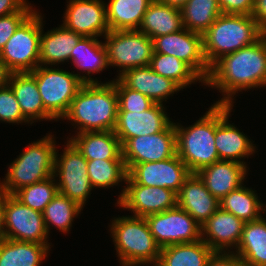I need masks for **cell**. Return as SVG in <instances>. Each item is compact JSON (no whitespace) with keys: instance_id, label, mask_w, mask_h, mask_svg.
Segmentation results:
<instances>
[{"instance_id":"cell-1","label":"cell","mask_w":266,"mask_h":266,"mask_svg":"<svg viewBox=\"0 0 266 266\" xmlns=\"http://www.w3.org/2000/svg\"><path fill=\"white\" fill-rule=\"evenodd\" d=\"M206 86L223 98L216 104L233 105L236 92L266 86V34L255 43L222 56L211 67Z\"/></svg>"},{"instance_id":"cell-2","label":"cell","mask_w":266,"mask_h":266,"mask_svg":"<svg viewBox=\"0 0 266 266\" xmlns=\"http://www.w3.org/2000/svg\"><path fill=\"white\" fill-rule=\"evenodd\" d=\"M118 115V94L112 81L83 84L62 119L78 132L114 131Z\"/></svg>"},{"instance_id":"cell-3","label":"cell","mask_w":266,"mask_h":266,"mask_svg":"<svg viewBox=\"0 0 266 266\" xmlns=\"http://www.w3.org/2000/svg\"><path fill=\"white\" fill-rule=\"evenodd\" d=\"M265 33L249 15L223 14L202 34L203 53L209 67L222 56L258 41Z\"/></svg>"},{"instance_id":"cell-4","label":"cell","mask_w":266,"mask_h":266,"mask_svg":"<svg viewBox=\"0 0 266 266\" xmlns=\"http://www.w3.org/2000/svg\"><path fill=\"white\" fill-rule=\"evenodd\" d=\"M110 225L121 266H156L161 248L155 242L145 218L122 216L113 218Z\"/></svg>"},{"instance_id":"cell-5","label":"cell","mask_w":266,"mask_h":266,"mask_svg":"<svg viewBox=\"0 0 266 266\" xmlns=\"http://www.w3.org/2000/svg\"><path fill=\"white\" fill-rule=\"evenodd\" d=\"M50 133L26 146L23 153L8 168L0 188L13 195L22 187L43 181L54 175L56 144Z\"/></svg>"},{"instance_id":"cell-6","label":"cell","mask_w":266,"mask_h":266,"mask_svg":"<svg viewBox=\"0 0 266 266\" xmlns=\"http://www.w3.org/2000/svg\"><path fill=\"white\" fill-rule=\"evenodd\" d=\"M177 155L191 173L219 160L215 147V103L193 125L174 123Z\"/></svg>"},{"instance_id":"cell-7","label":"cell","mask_w":266,"mask_h":266,"mask_svg":"<svg viewBox=\"0 0 266 266\" xmlns=\"http://www.w3.org/2000/svg\"><path fill=\"white\" fill-rule=\"evenodd\" d=\"M39 65L30 73L35 77L39 94L44 108L56 119H62L67 113L72 100L83 84L86 76L65 71L63 69L48 68Z\"/></svg>"},{"instance_id":"cell-8","label":"cell","mask_w":266,"mask_h":266,"mask_svg":"<svg viewBox=\"0 0 266 266\" xmlns=\"http://www.w3.org/2000/svg\"><path fill=\"white\" fill-rule=\"evenodd\" d=\"M39 13L34 10L0 51V58L12 73L31 72L40 65L43 16Z\"/></svg>"},{"instance_id":"cell-9","label":"cell","mask_w":266,"mask_h":266,"mask_svg":"<svg viewBox=\"0 0 266 266\" xmlns=\"http://www.w3.org/2000/svg\"><path fill=\"white\" fill-rule=\"evenodd\" d=\"M109 66L121 68L118 75L150 64L153 40L139 30L109 31L104 37Z\"/></svg>"},{"instance_id":"cell-10","label":"cell","mask_w":266,"mask_h":266,"mask_svg":"<svg viewBox=\"0 0 266 266\" xmlns=\"http://www.w3.org/2000/svg\"><path fill=\"white\" fill-rule=\"evenodd\" d=\"M58 151L56 148L54 164V177H59L58 191L84 208L93 190L87 173V159L69 140L61 156Z\"/></svg>"},{"instance_id":"cell-11","label":"cell","mask_w":266,"mask_h":266,"mask_svg":"<svg viewBox=\"0 0 266 266\" xmlns=\"http://www.w3.org/2000/svg\"><path fill=\"white\" fill-rule=\"evenodd\" d=\"M151 234L160 248L201 239V226L179 206L145 217Z\"/></svg>"},{"instance_id":"cell-12","label":"cell","mask_w":266,"mask_h":266,"mask_svg":"<svg viewBox=\"0 0 266 266\" xmlns=\"http://www.w3.org/2000/svg\"><path fill=\"white\" fill-rule=\"evenodd\" d=\"M126 168L128 172L125 183L158 186L171 189L175 193L180 191L184 181L191 175L177 154L163 161L126 165Z\"/></svg>"},{"instance_id":"cell-13","label":"cell","mask_w":266,"mask_h":266,"mask_svg":"<svg viewBox=\"0 0 266 266\" xmlns=\"http://www.w3.org/2000/svg\"><path fill=\"white\" fill-rule=\"evenodd\" d=\"M4 223L6 239L50 245L42 213L22 204L13 195L6 199Z\"/></svg>"},{"instance_id":"cell-14","label":"cell","mask_w":266,"mask_h":266,"mask_svg":"<svg viewBox=\"0 0 266 266\" xmlns=\"http://www.w3.org/2000/svg\"><path fill=\"white\" fill-rule=\"evenodd\" d=\"M154 52L175 56L188 64L204 81L207 80L210 67L204 53L202 35L186 28L174 33L155 37Z\"/></svg>"},{"instance_id":"cell-15","label":"cell","mask_w":266,"mask_h":266,"mask_svg":"<svg viewBox=\"0 0 266 266\" xmlns=\"http://www.w3.org/2000/svg\"><path fill=\"white\" fill-rule=\"evenodd\" d=\"M176 154V130L174 122L164 131L130 138L122 146V157L125 165L163 161Z\"/></svg>"},{"instance_id":"cell-16","label":"cell","mask_w":266,"mask_h":266,"mask_svg":"<svg viewBox=\"0 0 266 266\" xmlns=\"http://www.w3.org/2000/svg\"><path fill=\"white\" fill-rule=\"evenodd\" d=\"M118 197V206L130 210L133 216L143 218L177 206V193L158 186L127 183Z\"/></svg>"},{"instance_id":"cell-17","label":"cell","mask_w":266,"mask_h":266,"mask_svg":"<svg viewBox=\"0 0 266 266\" xmlns=\"http://www.w3.org/2000/svg\"><path fill=\"white\" fill-rule=\"evenodd\" d=\"M233 106L215 103V147L219 160H231L246 165V162L241 161L242 158H248L255 153L256 146L235 125L229 123Z\"/></svg>"},{"instance_id":"cell-18","label":"cell","mask_w":266,"mask_h":266,"mask_svg":"<svg viewBox=\"0 0 266 266\" xmlns=\"http://www.w3.org/2000/svg\"><path fill=\"white\" fill-rule=\"evenodd\" d=\"M63 26L82 37H101L109 31L103 0H69Z\"/></svg>"},{"instance_id":"cell-19","label":"cell","mask_w":266,"mask_h":266,"mask_svg":"<svg viewBox=\"0 0 266 266\" xmlns=\"http://www.w3.org/2000/svg\"><path fill=\"white\" fill-rule=\"evenodd\" d=\"M163 104L155 103L145 111H118L114 133L123 146L130 138L164 131L171 123Z\"/></svg>"},{"instance_id":"cell-20","label":"cell","mask_w":266,"mask_h":266,"mask_svg":"<svg viewBox=\"0 0 266 266\" xmlns=\"http://www.w3.org/2000/svg\"><path fill=\"white\" fill-rule=\"evenodd\" d=\"M244 225V221L219 207L201 226V239L214 252H230L237 248Z\"/></svg>"},{"instance_id":"cell-21","label":"cell","mask_w":266,"mask_h":266,"mask_svg":"<svg viewBox=\"0 0 266 266\" xmlns=\"http://www.w3.org/2000/svg\"><path fill=\"white\" fill-rule=\"evenodd\" d=\"M177 206L202 226L218 210L220 203L205 187L200 177L191 173L177 193Z\"/></svg>"},{"instance_id":"cell-22","label":"cell","mask_w":266,"mask_h":266,"mask_svg":"<svg viewBox=\"0 0 266 266\" xmlns=\"http://www.w3.org/2000/svg\"><path fill=\"white\" fill-rule=\"evenodd\" d=\"M247 165L231 160H218L200 169L196 174L210 193L221 200L231 191L240 188L247 175Z\"/></svg>"},{"instance_id":"cell-23","label":"cell","mask_w":266,"mask_h":266,"mask_svg":"<svg viewBox=\"0 0 266 266\" xmlns=\"http://www.w3.org/2000/svg\"><path fill=\"white\" fill-rule=\"evenodd\" d=\"M117 78L128 88L146 95L155 103L163 101L181 88L171 79L154 72L150 66L135 67L125 71Z\"/></svg>"},{"instance_id":"cell-24","label":"cell","mask_w":266,"mask_h":266,"mask_svg":"<svg viewBox=\"0 0 266 266\" xmlns=\"http://www.w3.org/2000/svg\"><path fill=\"white\" fill-rule=\"evenodd\" d=\"M20 105L23 116L30 122L56 120L45 108L35 77L30 72L12 73L8 84Z\"/></svg>"},{"instance_id":"cell-25","label":"cell","mask_w":266,"mask_h":266,"mask_svg":"<svg viewBox=\"0 0 266 266\" xmlns=\"http://www.w3.org/2000/svg\"><path fill=\"white\" fill-rule=\"evenodd\" d=\"M69 141L87 160H124L122 145L114 131L81 132Z\"/></svg>"},{"instance_id":"cell-26","label":"cell","mask_w":266,"mask_h":266,"mask_svg":"<svg viewBox=\"0 0 266 266\" xmlns=\"http://www.w3.org/2000/svg\"><path fill=\"white\" fill-rule=\"evenodd\" d=\"M40 36V65L60 64L69 62L71 51L82 38L74 31L68 30L63 25L53 28ZM56 64V65H55Z\"/></svg>"},{"instance_id":"cell-27","label":"cell","mask_w":266,"mask_h":266,"mask_svg":"<svg viewBox=\"0 0 266 266\" xmlns=\"http://www.w3.org/2000/svg\"><path fill=\"white\" fill-rule=\"evenodd\" d=\"M184 28L180 9L153 0L143 16L139 31L152 40Z\"/></svg>"},{"instance_id":"cell-28","label":"cell","mask_w":266,"mask_h":266,"mask_svg":"<svg viewBox=\"0 0 266 266\" xmlns=\"http://www.w3.org/2000/svg\"><path fill=\"white\" fill-rule=\"evenodd\" d=\"M246 266H266V219L245 222L235 251Z\"/></svg>"},{"instance_id":"cell-29","label":"cell","mask_w":266,"mask_h":266,"mask_svg":"<svg viewBox=\"0 0 266 266\" xmlns=\"http://www.w3.org/2000/svg\"><path fill=\"white\" fill-rule=\"evenodd\" d=\"M70 60L77 69L87 72L86 84L99 83L91 78V73H99L109 67L104 43L95 37H82L72 49Z\"/></svg>"},{"instance_id":"cell-30","label":"cell","mask_w":266,"mask_h":266,"mask_svg":"<svg viewBox=\"0 0 266 266\" xmlns=\"http://www.w3.org/2000/svg\"><path fill=\"white\" fill-rule=\"evenodd\" d=\"M51 245L4 239L0 241V266H40Z\"/></svg>"},{"instance_id":"cell-31","label":"cell","mask_w":266,"mask_h":266,"mask_svg":"<svg viewBox=\"0 0 266 266\" xmlns=\"http://www.w3.org/2000/svg\"><path fill=\"white\" fill-rule=\"evenodd\" d=\"M153 0H109L106 3L110 31L138 30Z\"/></svg>"},{"instance_id":"cell-32","label":"cell","mask_w":266,"mask_h":266,"mask_svg":"<svg viewBox=\"0 0 266 266\" xmlns=\"http://www.w3.org/2000/svg\"><path fill=\"white\" fill-rule=\"evenodd\" d=\"M214 251L202 240L161 248L156 266H206Z\"/></svg>"},{"instance_id":"cell-33","label":"cell","mask_w":266,"mask_h":266,"mask_svg":"<svg viewBox=\"0 0 266 266\" xmlns=\"http://www.w3.org/2000/svg\"><path fill=\"white\" fill-rule=\"evenodd\" d=\"M258 197L252 188L242 185L219 200L220 208L244 222L258 220L266 209V204L261 203Z\"/></svg>"},{"instance_id":"cell-34","label":"cell","mask_w":266,"mask_h":266,"mask_svg":"<svg viewBox=\"0 0 266 266\" xmlns=\"http://www.w3.org/2000/svg\"><path fill=\"white\" fill-rule=\"evenodd\" d=\"M180 11L184 28L201 35L222 13L218 0H188Z\"/></svg>"},{"instance_id":"cell-35","label":"cell","mask_w":266,"mask_h":266,"mask_svg":"<svg viewBox=\"0 0 266 266\" xmlns=\"http://www.w3.org/2000/svg\"><path fill=\"white\" fill-rule=\"evenodd\" d=\"M149 66L157 74L174 81L181 89L195 81L205 84L188 64L175 56L153 52Z\"/></svg>"},{"instance_id":"cell-36","label":"cell","mask_w":266,"mask_h":266,"mask_svg":"<svg viewBox=\"0 0 266 266\" xmlns=\"http://www.w3.org/2000/svg\"><path fill=\"white\" fill-rule=\"evenodd\" d=\"M127 168L124 160H87V173L93 188L117 186L127 179Z\"/></svg>"},{"instance_id":"cell-37","label":"cell","mask_w":266,"mask_h":266,"mask_svg":"<svg viewBox=\"0 0 266 266\" xmlns=\"http://www.w3.org/2000/svg\"><path fill=\"white\" fill-rule=\"evenodd\" d=\"M81 210L83 208L78 204L58 192L42 212L48 234L50 226L53 225L60 232H69L74 218L79 215Z\"/></svg>"},{"instance_id":"cell-38","label":"cell","mask_w":266,"mask_h":266,"mask_svg":"<svg viewBox=\"0 0 266 266\" xmlns=\"http://www.w3.org/2000/svg\"><path fill=\"white\" fill-rule=\"evenodd\" d=\"M57 179L54 175L32 185L22 187L13 196L33 210L43 212L58 193Z\"/></svg>"},{"instance_id":"cell-39","label":"cell","mask_w":266,"mask_h":266,"mask_svg":"<svg viewBox=\"0 0 266 266\" xmlns=\"http://www.w3.org/2000/svg\"><path fill=\"white\" fill-rule=\"evenodd\" d=\"M118 94V111H145L155 102L142 93L126 87L118 78L112 80Z\"/></svg>"},{"instance_id":"cell-40","label":"cell","mask_w":266,"mask_h":266,"mask_svg":"<svg viewBox=\"0 0 266 266\" xmlns=\"http://www.w3.org/2000/svg\"><path fill=\"white\" fill-rule=\"evenodd\" d=\"M0 121L6 123H30L22 114L20 105L11 87L0 88Z\"/></svg>"},{"instance_id":"cell-41","label":"cell","mask_w":266,"mask_h":266,"mask_svg":"<svg viewBox=\"0 0 266 266\" xmlns=\"http://www.w3.org/2000/svg\"><path fill=\"white\" fill-rule=\"evenodd\" d=\"M32 12H14L0 17V51L6 42L12 37L19 25Z\"/></svg>"},{"instance_id":"cell-42","label":"cell","mask_w":266,"mask_h":266,"mask_svg":"<svg viewBox=\"0 0 266 266\" xmlns=\"http://www.w3.org/2000/svg\"><path fill=\"white\" fill-rule=\"evenodd\" d=\"M223 14H243L252 16L254 0H218Z\"/></svg>"},{"instance_id":"cell-43","label":"cell","mask_w":266,"mask_h":266,"mask_svg":"<svg viewBox=\"0 0 266 266\" xmlns=\"http://www.w3.org/2000/svg\"><path fill=\"white\" fill-rule=\"evenodd\" d=\"M206 266H246V264L236 253L230 251L214 252Z\"/></svg>"},{"instance_id":"cell-44","label":"cell","mask_w":266,"mask_h":266,"mask_svg":"<svg viewBox=\"0 0 266 266\" xmlns=\"http://www.w3.org/2000/svg\"><path fill=\"white\" fill-rule=\"evenodd\" d=\"M26 0H0V17L14 12H33V7Z\"/></svg>"},{"instance_id":"cell-45","label":"cell","mask_w":266,"mask_h":266,"mask_svg":"<svg viewBox=\"0 0 266 266\" xmlns=\"http://www.w3.org/2000/svg\"><path fill=\"white\" fill-rule=\"evenodd\" d=\"M252 17L260 29L266 34V0H254Z\"/></svg>"},{"instance_id":"cell-46","label":"cell","mask_w":266,"mask_h":266,"mask_svg":"<svg viewBox=\"0 0 266 266\" xmlns=\"http://www.w3.org/2000/svg\"><path fill=\"white\" fill-rule=\"evenodd\" d=\"M8 196L9 194L0 188V241L6 239L4 209H5L6 199Z\"/></svg>"},{"instance_id":"cell-47","label":"cell","mask_w":266,"mask_h":266,"mask_svg":"<svg viewBox=\"0 0 266 266\" xmlns=\"http://www.w3.org/2000/svg\"><path fill=\"white\" fill-rule=\"evenodd\" d=\"M12 72L9 70L4 61L0 58V88L9 84Z\"/></svg>"},{"instance_id":"cell-48","label":"cell","mask_w":266,"mask_h":266,"mask_svg":"<svg viewBox=\"0 0 266 266\" xmlns=\"http://www.w3.org/2000/svg\"><path fill=\"white\" fill-rule=\"evenodd\" d=\"M157 1L181 9L187 3L188 0H157Z\"/></svg>"}]
</instances>
